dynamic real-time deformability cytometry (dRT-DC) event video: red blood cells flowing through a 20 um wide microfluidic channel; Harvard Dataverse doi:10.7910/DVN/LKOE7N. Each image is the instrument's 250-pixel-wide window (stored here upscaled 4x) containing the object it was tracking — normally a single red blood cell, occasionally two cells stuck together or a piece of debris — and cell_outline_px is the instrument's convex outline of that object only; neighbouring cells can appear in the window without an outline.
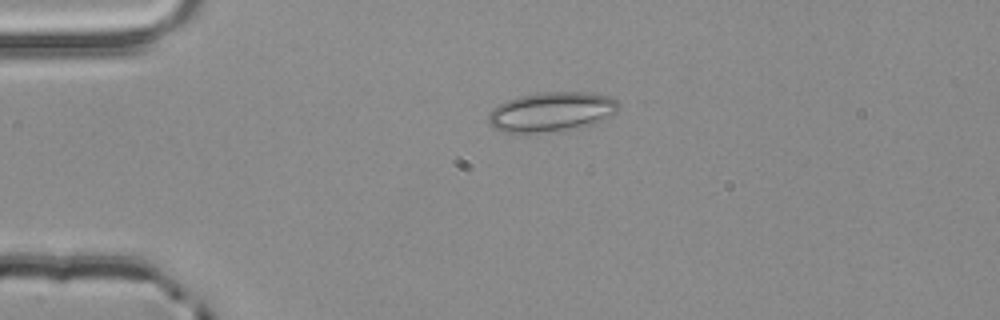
{"species": "common noctule bat (a hibernating species)", "species_latin": "Nyctalus noctula", "temperature_condition": "room temperature", "stored_images_in_passage": 2, "camera_frame_rate_fps": 3000, "um_per_image_px": 0.085, "animal": {"sex": "male", "body_mass_g": 20.4}, "frame": {"image": 1, "passage_image": 1, "time_ms": 0.0, "image_size_px": [1000, 320], "cell_outline_px": [[620, 108], [616, 112], [592, 124], [560, 132], [528, 136], [504, 132], [492, 128], [488, 120], [488, 112], [492, 108], [508, 100], [520, 96], [544, 92], [588, 92], [612, 96], [620, 104]], "centroid_in_image_um": [46.84, 9.55], "position_along_channel_um": 38.2, "area_um2": 30.98}}